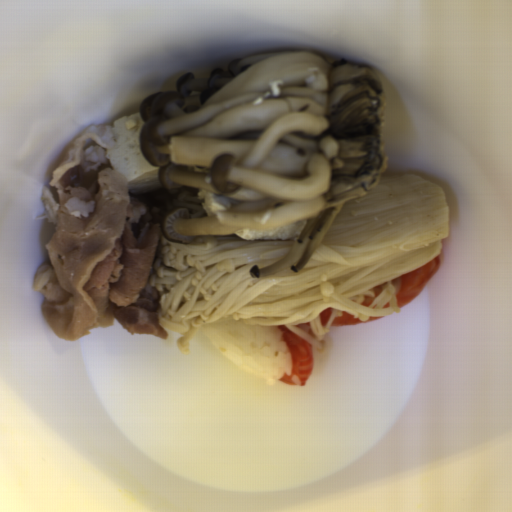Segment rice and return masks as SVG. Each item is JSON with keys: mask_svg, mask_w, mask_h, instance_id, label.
I'll return each instance as SVG.
<instances>
[{"mask_svg": "<svg viewBox=\"0 0 512 512\" xmlns=\"http://www.w3.org/2000/svg\"><path fill=\"white\" fill-rule=\"evenodd\" d=\"M200 330L223 356L268 383L275 384L292 372V357L279 325L248 326L234 319Z\"/></svg>", "mask_w": 512, "mask_h": 512, "instance_id": "1", "label": "rice"}]
</instances>
